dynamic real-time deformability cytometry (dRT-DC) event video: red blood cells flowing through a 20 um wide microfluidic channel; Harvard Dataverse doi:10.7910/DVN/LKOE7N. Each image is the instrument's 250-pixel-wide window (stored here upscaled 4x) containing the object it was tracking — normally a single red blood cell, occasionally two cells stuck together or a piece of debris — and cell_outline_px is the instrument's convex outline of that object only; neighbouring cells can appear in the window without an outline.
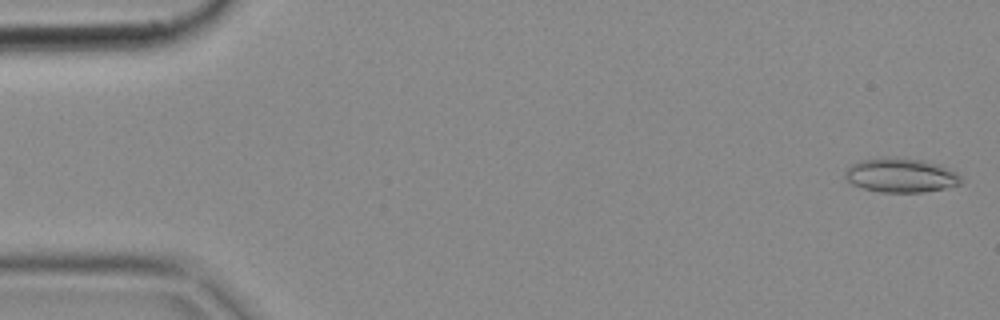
{"species": "common noctule bat (a hibernating species)", "species_latin": "Nyctalus noctula", "temperature_condition": "cold", "stored_images_in_passage": 6, "camera_frame_rate_fps": 3000, "um_per_image_px": 0.085, "animal": {"sex": "female", "body_mass_g": 18.4}, "frame": {"image": 1, "passage_image": 1, "time_ms": 0.0, "image_size_px": [1000, 320], "cell_outline_px": [[960, 184], [944, 188], [920, 192], [880, 192], [864, 188], [852, 184], [844, 176], [844, 172], [852, 164], [864, 160], [924, 160], [940, 164], [956, 172], [960, 176]], "centroid_in_image_um": [76.6, 14.94], "position_along_channel_um": 8.4, "area_um2": 22.14}}
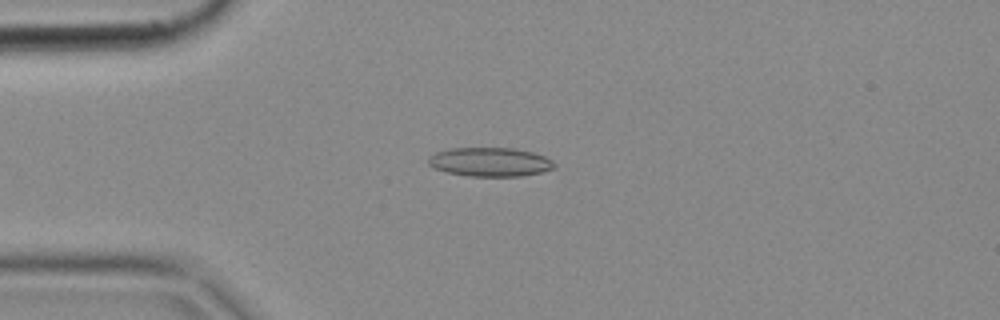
{"frame": {"image": 2, "passage_image": 4, "time_ms": 1.0, "image_size_px": [1000, 320], "cell_outline_px": [[556, 164], [552, 168], [540, 172], [520, 176], [468, 176], [448, 172], [432, 168], [428, 164], [428, 160], [436, 152], [452, 148], [512, 148], [532, 152], [544, 156], [552, 160]], "centroid_in_image_um": [41.64, 13.77], "position_along_channel_um": 43.4, "area_um2": 21.04}}
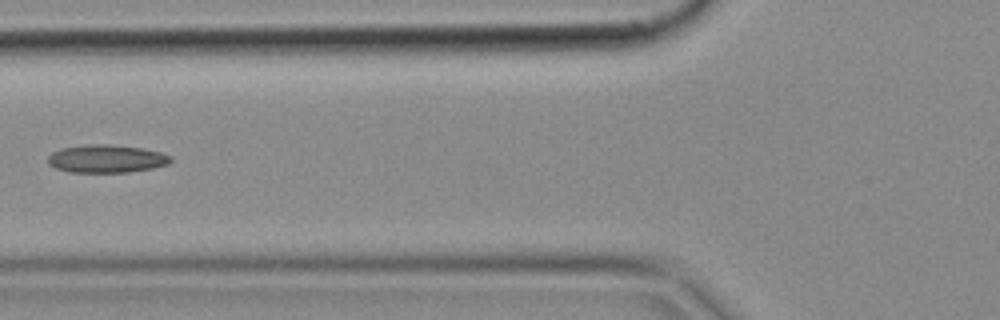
{"frame": {"image": 3, "passage_image": 6, "time_ms": 1.667, "image_size_px": [1000, 320], "cell_outline_px": [[172, 160], [168, 164], [152, 168], [128, 172], [68, 172], [56, 168], [48, 164], [48, 156], [52, 152], [60, 148], [88, 144], [108, 144], [140, 148], [160, 152], [172, 156]], "centroid_in_image_um": [9.03, 13.49], "position_along_channel_um": 116.8, "area_um2": 20.0}}